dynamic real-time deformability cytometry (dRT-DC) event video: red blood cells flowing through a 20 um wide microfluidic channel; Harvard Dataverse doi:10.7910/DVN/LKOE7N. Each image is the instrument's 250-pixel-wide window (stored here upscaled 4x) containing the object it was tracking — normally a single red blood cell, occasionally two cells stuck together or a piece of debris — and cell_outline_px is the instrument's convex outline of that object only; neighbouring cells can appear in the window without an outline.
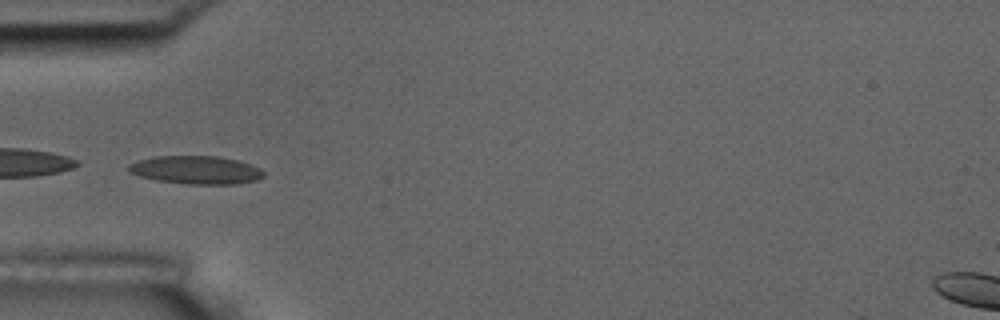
{"species": "common noctule bat (a hibernating species)", "species_latin": "Nyctalus noctula", "temperature_condition": "room temperature", "stored_images_in_passage": 7, "camera_frame_rate_fps": 3000, "um_per_image_px": 0.085, "animal": {"sex": "male", "body_mass_g": 17.5, "forearm_length_mm": 52.3}, "frame": {"image": 1, "passage_image": 5, "time_ms": 5.333, "image_size_px": [1000, 320], "cell_outline_px": [[264, 176], [256, 180], [236, 184], [188, 184], [156, 180], [140, 176], [128, 172], [128, 164], [136, 160], [156, 156], [220, 156], [240, 160], [252, 164], [260, 168], [264, 172]], "centroid_in_image_um": [16.67, 14.44], "position_along_channel_um": 68.3, "area_um2": 22.43}}